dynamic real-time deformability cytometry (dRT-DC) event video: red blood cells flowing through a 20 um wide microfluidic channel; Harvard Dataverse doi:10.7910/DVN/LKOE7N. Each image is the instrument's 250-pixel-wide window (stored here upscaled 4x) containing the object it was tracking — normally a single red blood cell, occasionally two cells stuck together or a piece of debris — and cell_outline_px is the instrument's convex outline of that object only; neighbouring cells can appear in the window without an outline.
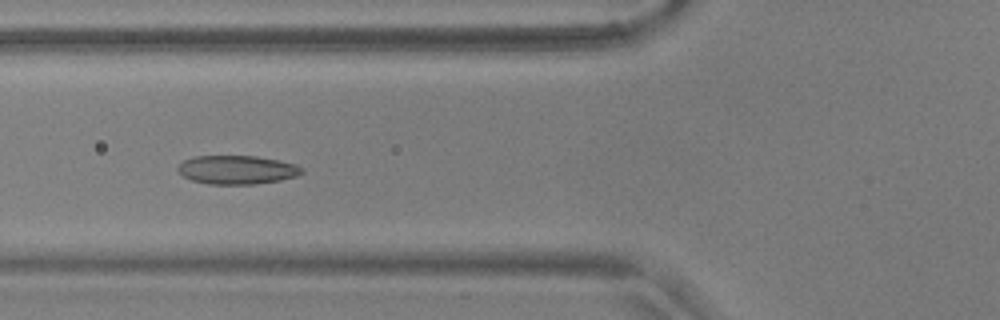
{"species": "common noctule bat (a hibernating species)", "species_latin": "Nyctalus noctula", "temperature_condition": "warm", "stored_images_in_passage": 43, "camera_frame_rate_fps": 3000, "um_per_image_px": 0.085, "animal": {"sex": "male", "body_mass_g": 17.9, "forearm_length_mm": 54.2}, "frame": {"image": 1, "passage_image": 21, "time_ms": 6.667, "image_size_px": [1000, 320], "cell_outline_px": [[304, 172], [296, 176], [280, 180], [256, 184], [208, 184], [192, 180], [184, 176], [176, 168], [184, 160], [196, 156], [256, 156], [280, 160], [296, 164], [304, 168]], "centroid_in_image_um": [20.18, 14.43], "position_along_channel_um": 105.6, "area_um2": 20.75}}
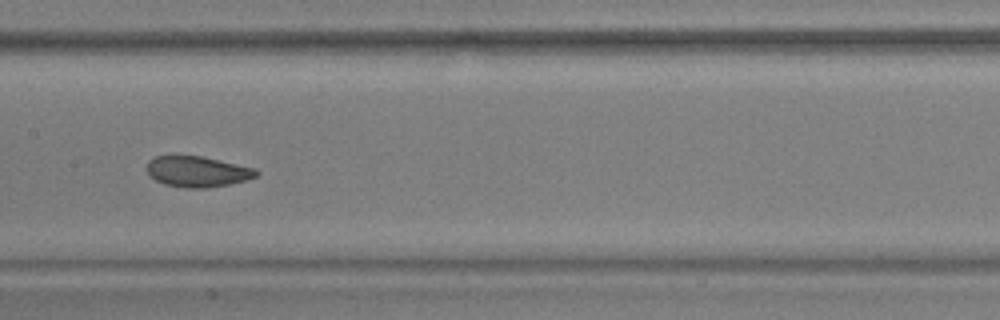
{"frame": {"image": 2, "passage_image": 28, "time_ms": 9.0, "image_size_px": [1000, 320], "cell_outline_px": [[260, 172], [256, 176], [248, 180], [228, 184], [204, 188], [184, 188], [164, 184], [156, 180], [148, 172], [148, 160], [156, 156], [200, 156], [256, 168]], "centroid_in_image_um": [16.81, 14.59], "position_along_channel_um": 190.6, "area_um2": 19.42}}
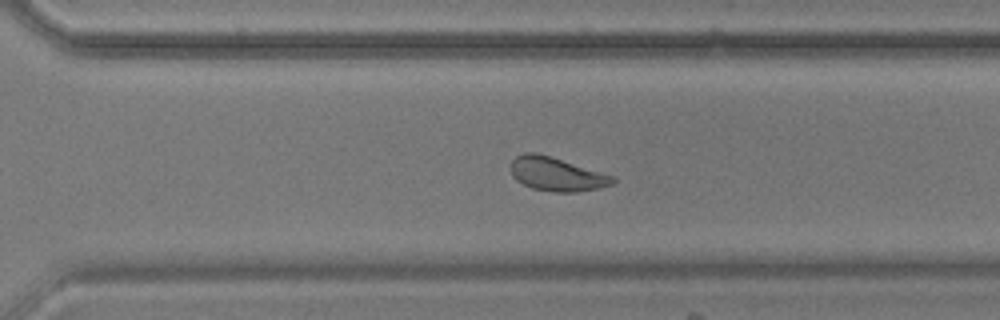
{"frame": {"image": 3, "passage_image": 39, "time_ms": 12.667, "image_size_px": [1000, 320], "cell_outline_px": [[616, 180], [612, 184], [600, 188], [576, 192], [556, 192], [532, 188], [516, 180], [512, 176], [512, 160], [516, 156], [524, 152], [536, 152], [616, 176]], "centroid_in_image_um": [47.34, 14.8], "position_along_channel_um": 323.3, "area_um2": 20.0}, "authors_computed_cell_mechanics": {"area_um2": 20.4612, "velocity_mm_per_s": 3.6304, "shape_relaxation_time_tau1_ms": 5.8108, "shape_relaxation_time_tau2_ms": 3.0733, "deformation_change_tau1": 0.142, "deformation_change_tau2": 0.0808}}